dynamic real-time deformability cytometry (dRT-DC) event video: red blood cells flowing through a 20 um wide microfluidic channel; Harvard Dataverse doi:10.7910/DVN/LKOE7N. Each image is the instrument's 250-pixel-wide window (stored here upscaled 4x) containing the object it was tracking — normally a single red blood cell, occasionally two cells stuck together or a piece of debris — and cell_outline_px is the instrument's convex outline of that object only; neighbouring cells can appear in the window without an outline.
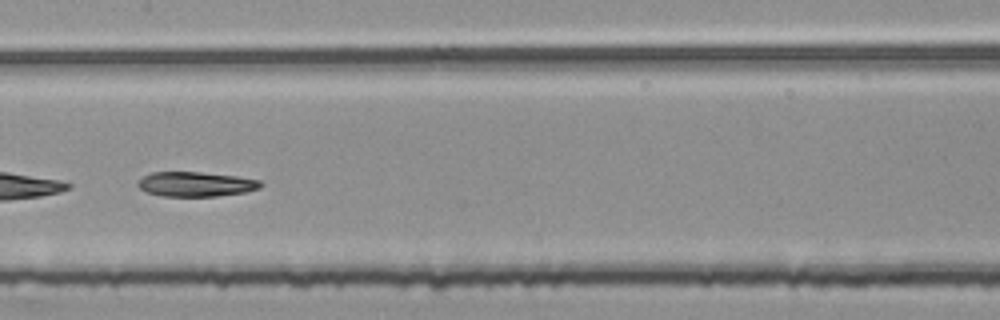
{"species": "common noctule bat (a hibernating species)", "species_latin": "Nyctalus noctula", "temperature_condition": "room temperature", "stored_images_in_passage": 53, "camera_frame_rate_fps": 3000, "um_per_image_px": 0.085, "animal": {"sex": "female", "body_mass_g": 25.1}, "frame": {"image": 1, "passage_image": 28, "time_ms": 9.0, "image_size_px": [1000, 320], "cell_outline_px": [[264, 184], [260, 188], [244, 192], [216, 196], [160, 196], [148, 192], [140, 188], [136, 184], [144, 176], [152, 172], [200, 172], [236, 176], [260, 180]], "centroid_in_image_um": [16.66, 15.65], "position_along_channel_um": 190.7, "area_um2": 17.57}}
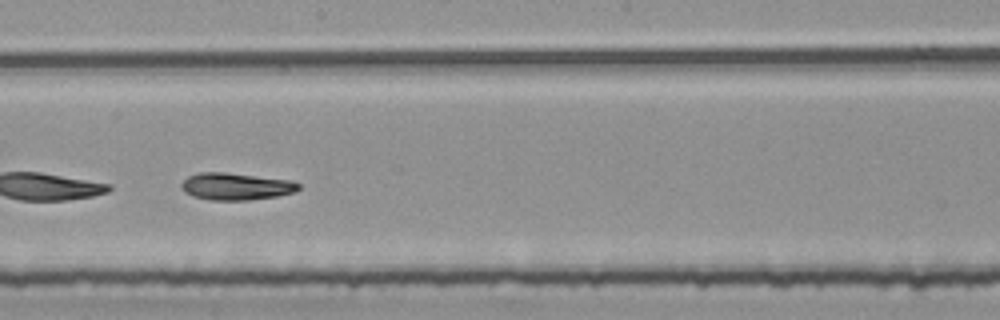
{"frame": {"image": 2, "passage_image": 31, "time_ms": 10.0, "image_size_px": [1000, 320], "cell_outline_px": [[300, 188], [296, 192], [276, 196], [248, 200], [212, 200], [192, 196], [184, 192], [180, 188], [180, 184], [188, 176], [200, 172], [224, 172], [292, 180], [300, 184]], "centroid_in_image_um": [20.05, 15.84], "position_along_channel_um": 228.2, "area_um2": 18.61}}
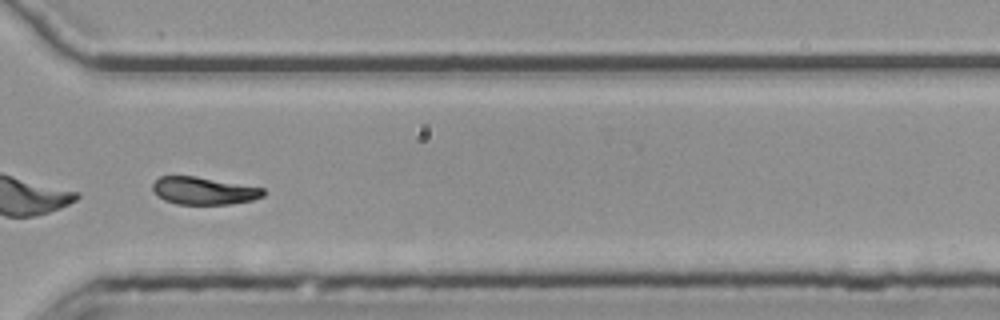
{"frame": {"image": 3, "passage_image": 41, "time_ms": 13.333, "image_size_px": [1000, 320], "cell_outline_px": [[264, 196], [252, 200], [228, 204], [176, 204], [164, 200], [152, 188], [152, 184], [160, 176], [196, 176], [264, 188]], "centroid_in_image_um": [17.32, 16.21], "position_along_channel_um": 353.3, "area_um2": 17.57}, "authors_computed_cell_mechanics": {"area_um2": 19.3052, "velocity_mm_per_s": 3.7616, "shape_relaxation_time_tau1_ms": null, "shape_relaxation_time_tau2_ms": 7.0971, "deformation_change_tau1": null, "deformation_change_tau2": 0.1409}}